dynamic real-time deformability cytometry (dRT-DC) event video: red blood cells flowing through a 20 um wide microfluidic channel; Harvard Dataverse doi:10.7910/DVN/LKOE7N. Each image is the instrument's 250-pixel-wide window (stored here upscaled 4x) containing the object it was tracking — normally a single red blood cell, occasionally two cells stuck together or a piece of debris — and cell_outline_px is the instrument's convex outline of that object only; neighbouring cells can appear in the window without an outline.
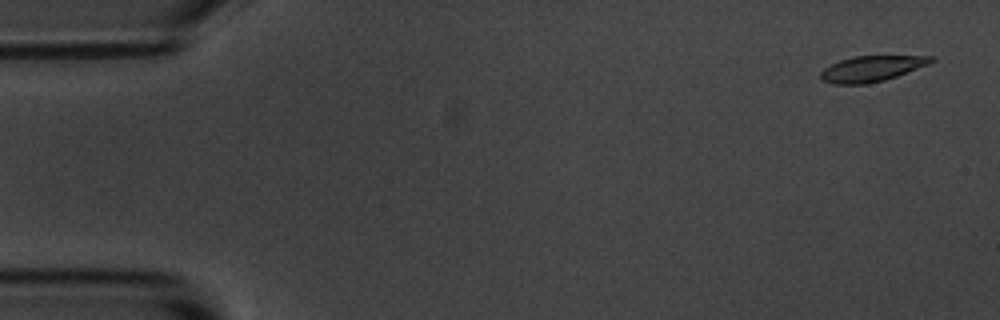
{"species": "common noctule bat (a hibernating species)", "species_latin": "Nyctalus noctula", "temperature_condition": "room temperature", "stored_images_in_passage": 3, "camera_frame_rate_fps": 3000, "um_per_image_px": 0.085, "animal": {"sex": "male", "body_mass_g": 20.1, "forearm_length_mm": 53.5}, "frame": {"image": 1, "passage_image": 1, "time_ms": 0.0, "image_size_px": [1000, 320], "cell_outline_px": [[936, 60], [928, 64], [896, 76], [884, 80], [864, 84], [832, 84], [820, 80], [820, 72], [824, 68], [840, 60], [852, 56], [936, 56]], "centroid_in_image_um": [74.06, 5.83], "position_along_channel_um": 10.9, "area_um2": 16.47}}